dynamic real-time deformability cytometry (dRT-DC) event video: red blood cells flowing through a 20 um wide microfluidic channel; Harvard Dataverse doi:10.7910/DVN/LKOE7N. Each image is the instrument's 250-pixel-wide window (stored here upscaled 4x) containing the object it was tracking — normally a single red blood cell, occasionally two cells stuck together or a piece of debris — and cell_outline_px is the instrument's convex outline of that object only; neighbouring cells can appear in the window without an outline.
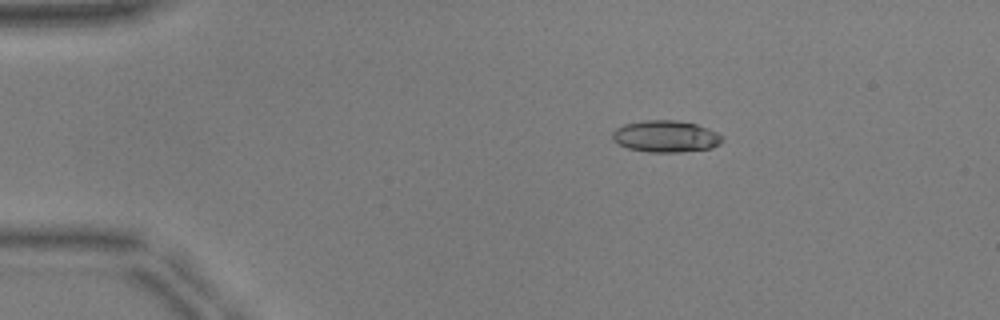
{"species": "common noctule bat (a hibernating species)", "species_latin": "Nyctalus noctula", "temperature_condition": "warm", "stored_images_in_passage": 23, "camera_frame_rate_fps": 3000, "um_per_image_px": 0.085, "animal": {"sex": "male", "body_mass_g": 17.9, "forearm_length_mm": 54.2}, "frame": {"image": 1, "passage_image": 10, "time_ms": 3.0, "image_size_px": [1000, 320], "cell_outline_px": [[720, 144], [712, 148], [680, 152], [648, 152], [628, 148], [612, 140], [612, 132], [616, 128], [624, 124], [644, 120], [676, 120], [696, 124], [708, 128], [716, 132], [720, 136]], "centroid_in_image_um": [56.55, 11.59], "position_along_channel_um": 28.4, "area_um2": 20.23}}
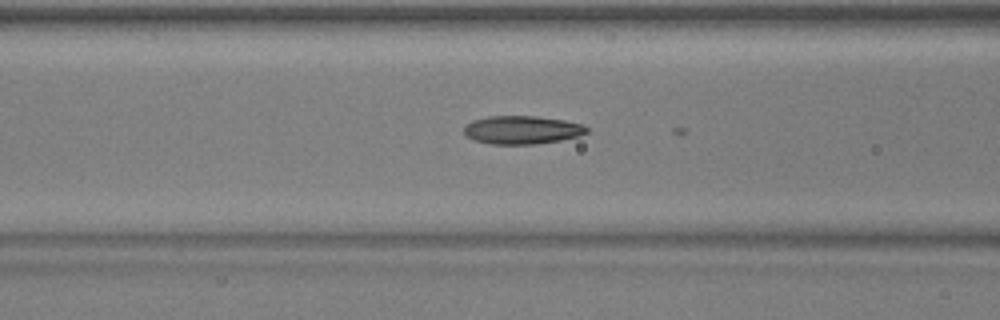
{"frame": {"image": 2, "passage_image": 22, "time_ms": 7.0, "image_size_px": [1000, 320], "cell_outline_px": [[588, 132], [580, 136], [560, 140], [536, 144], [492, 144], [472, 140], [464, 136], [464, 128], [472, 120], [488, 116], [536, 116], [564, 120], [580, 124], [588, 128]], "centroid_in_image_um": [44.34, 11.04], "position_along_channel_um": 122.3, "area_um2": 20.29}}